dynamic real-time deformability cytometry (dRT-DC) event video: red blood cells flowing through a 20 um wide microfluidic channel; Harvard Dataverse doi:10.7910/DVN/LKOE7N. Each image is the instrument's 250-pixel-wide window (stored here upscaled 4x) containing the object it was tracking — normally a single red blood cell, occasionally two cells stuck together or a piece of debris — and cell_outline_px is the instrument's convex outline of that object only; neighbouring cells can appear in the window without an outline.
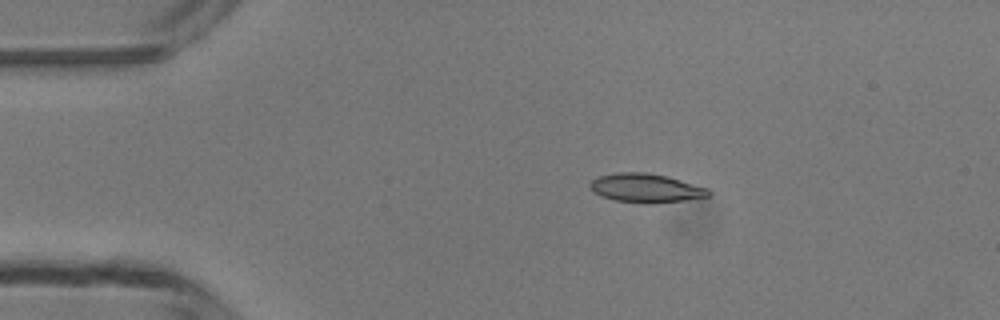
{"species": "common noctule bat (a hibernating species)", "species_latin": "Nyctalus noctula", "temperature_condition": "room temperature", "stored_images_in_passage": 5, "camera_frame_rate_fps": 3000, "um_per_image_px": 0.085, "animal": {"sex": "male", "body_mass_g": 13.3}, "frame": {"image": 1, "passage_image": 3, "time_ms": 2.0, "image_size_px": [1000, 320], "cell_outline_px": [[712, 192], [708, 196], [684, 200], [616, 200], [600, 196], [592, 192], [588, 184], [592, 180], [600, 176], [616, 172], [648, 172], [668, 176], [708, 188]], "centroid_in_image_um": [54.86, 15.92], "position_along_channel_um": 30.1, "area_um2": 19.07}}
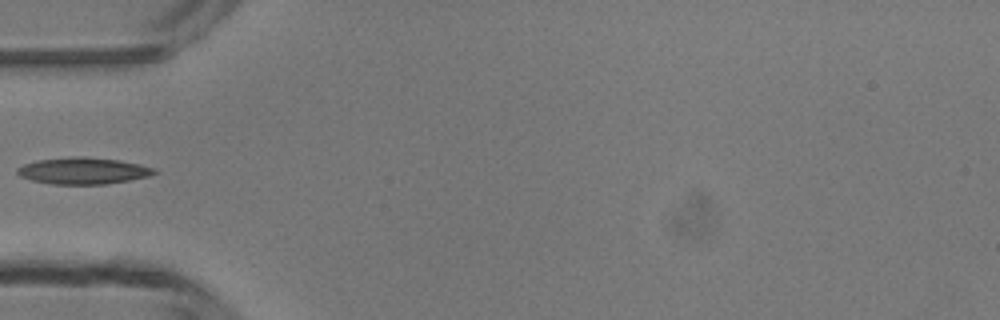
{"frame": {"image": 2, "passage_image": 5, "time_ms": 4.333, "image_size_px": [1000, 320], "cell_outline_px": [[160, 172], [148, 176], [128, 180], [104, 184], [52, 184], [32, 180], [20, 176], [16, 172], [16, 168], [24, 164], [36, 160], [76, 156], [84, 156], [120, 160], [140, 164], [156, 168]], "centroid_in_image_um": [7.08, 14.51], "position_along_channel_um": 77.9, "area_um2": 21.33}}